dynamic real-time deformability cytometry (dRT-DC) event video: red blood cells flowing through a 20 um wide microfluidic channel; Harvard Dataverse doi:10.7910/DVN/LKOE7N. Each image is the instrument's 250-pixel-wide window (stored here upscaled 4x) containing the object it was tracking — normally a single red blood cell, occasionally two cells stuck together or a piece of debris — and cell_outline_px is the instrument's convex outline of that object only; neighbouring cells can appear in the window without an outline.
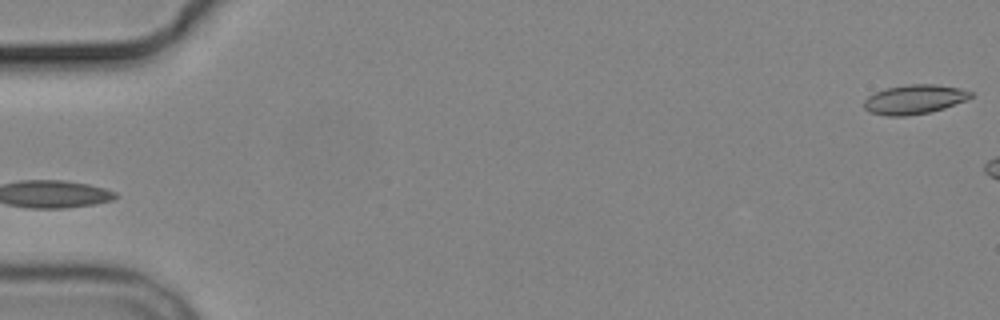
{"species": "common noctule bat (a hibernating species)", "species_latin": "Nyctalus noctula", "temperature_condition": "cold", "stored_images_in_passage": 2, "segment_of_instrument_passage": [2, 2], "camera_frame_rate_fps": 3000, "um_per_image_px": 0.085, "animal": {"sex": "male", "body_mass_g": 19.2, "forearm_length_mm": 51.8}, "frame": {"image": 1, "passage_image": 2, "time_ms": 1.333, "image_size_px": [1000, 320], "cell_outline_px": [[972, 96], [968, 100], [944, 108], [928, 112], [908, 116], [888, 116], [868, 112], [864, 108], [864, 100], [868, 96], [884, 88], [908, 84], [936, 84], [960, 88], [972, 92]], "centroid_in_image_um": [77.71, 8.44], "position_along_channel_um": 7.3, "area_um2": 18.38}}